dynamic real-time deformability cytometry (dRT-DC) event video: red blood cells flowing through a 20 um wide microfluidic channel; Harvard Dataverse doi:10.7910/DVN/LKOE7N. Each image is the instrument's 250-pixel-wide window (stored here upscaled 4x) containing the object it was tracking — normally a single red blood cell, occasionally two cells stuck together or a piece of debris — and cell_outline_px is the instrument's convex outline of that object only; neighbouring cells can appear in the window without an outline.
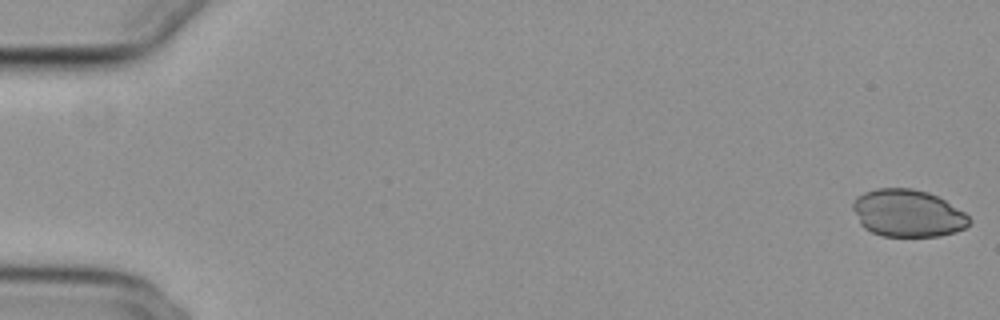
{"species": "common noctule bat (a hibernating species)", "species_latin": "Nyctalus noctula", "temperature_condition": "cold", "stored_images_in_passage": 52, "camera_frame_rate_fps": 3000, "um_per_image_px": 0.085, "animal": {"sex": "female", "body_mass_g": 29.2, "forearm_length_mm": 56.3}, "frame": {"image": 1, "passage_image": 1, "time_ms": 0.0, "image_size_px": [1000, 320], "cell_outline_px": [[972, 220], [964, 228], [956, 232], [940, 236], [880, 236], [864, 228], [860, 224], [852, 208], [852, 204], [856, 196], [864, 192], [876, 188], [912, 188], [928, 192], [944, 200], [964, 212]], "centroid_in_image_um": [77.13, 18.12], "position_along_channel_um": 7.9, "area_um2": 32.19}}